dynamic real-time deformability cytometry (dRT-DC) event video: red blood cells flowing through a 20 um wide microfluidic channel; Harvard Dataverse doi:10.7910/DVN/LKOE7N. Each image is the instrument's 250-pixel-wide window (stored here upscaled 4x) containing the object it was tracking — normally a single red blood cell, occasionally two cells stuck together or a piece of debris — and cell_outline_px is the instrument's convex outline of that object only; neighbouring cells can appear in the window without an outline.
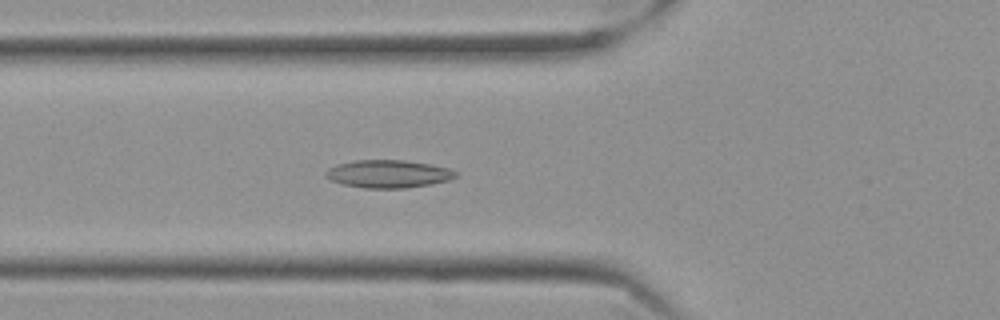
{"species": "Egyptian fruit bat (a non-hibernating species)", "species_latin": "Rousettus aegyptiacus", "temperature_condition": "cold", "stored_images_in_passage": 42, "camera_frame_rate_fps": 3000, "um_per_image_px": 0.085, "frame": {"image": 1, "passage_image": 6, "time_ms": 1.667, "image_size_px": [1000, 320], "cell_outline_px": [[456, 176], [448, 180], [432, 184], [404, 188], [364, 188], [340, 184], [328, 180], [324, 176], [324, 172], [328, 168], [336, 164], [356, 160], [404, 160], [428, 164], [448, 168], [456, 172]], "centroid_in_image_um": [32.92, 14.78], "position_along_channel_um": 92.9, "area_um2": 21.15}}
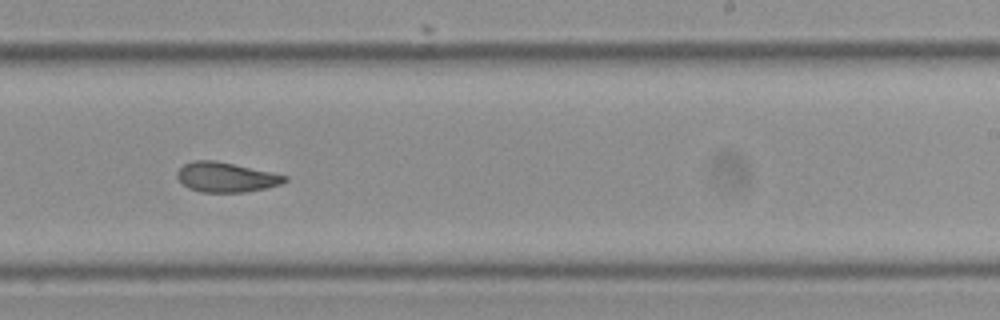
{"frame": {"image": 2, "passage_image": 21, "time_ms": 6.667, "image_size_px": [1000, 320], "cell_outline_px": [[288, 180], [280, 184], [264, 188], [244, 192], [200, 192], [188, 188], [176, 176], [176, 172], [184, 164], [192, 160], [216, 160], [272, 172], [288, 176]], "centroid_in_image_um": [19.2, 15.05], "position_along_channel_um": 269.8, "area_um2": 18.67}}
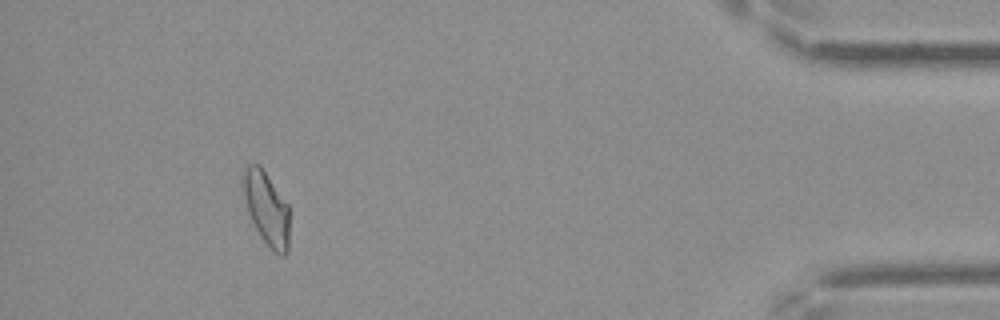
{"frame": {"image": 3, "passage_image": 38, "time_ms": 12.333, "image_size_px": [1000, 320], "cell_outline_px": [[288, 252], [284, 256], [280, 256], [264, 240], [256, 228], [248, 212], [240, 180], [240, 176], [244, 164], [260, 164], [288, 204]], "centroid_in_image_um": [22.61, 17.61], "position_along_channel_um": 412.6, "area_um2": 19.88}, "authors_computed_cell_mechanics": {"area_um2": 19.5075, "velocity_mm_per_s": 3.5281, "shape_relaxation_time_tau1_ms": null, "shape_relaxation_time_tau2_ms": 3.0928, "deformation_change_tau1": null, "deformation_change_tau2": 0.0897}}